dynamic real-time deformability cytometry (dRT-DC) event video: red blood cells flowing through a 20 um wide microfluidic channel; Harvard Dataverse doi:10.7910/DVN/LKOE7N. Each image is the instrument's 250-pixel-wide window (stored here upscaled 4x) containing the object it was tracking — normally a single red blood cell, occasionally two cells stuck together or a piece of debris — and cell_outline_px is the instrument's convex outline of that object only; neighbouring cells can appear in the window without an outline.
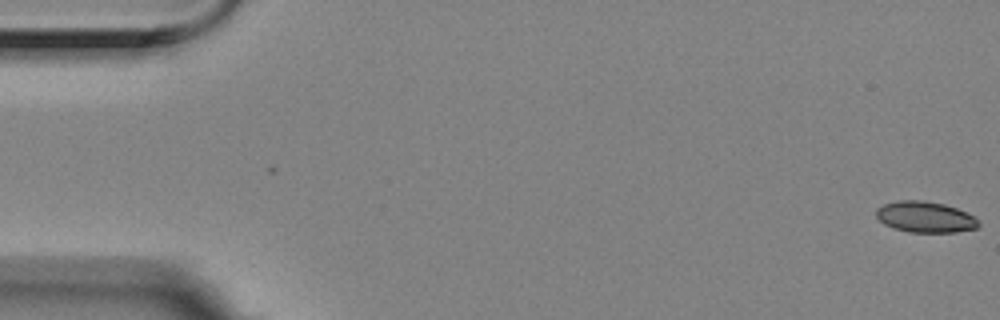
{"species": "Egyptian fruit bat (a non-hibernating species)", "species_latin": "Rousettus aegyptiacus", "temperature_condition": "room temperature", "stored_images_in_passage": 57, "camera_frame_rate_fps": 3000, "um_per_image_px": 0.085, "animal": {"sex": "female"}, "frame": {"image": 1, "passage_image": 1, "time_ms": 0.0, "image_size_px": [1000, 320], "cell_outline_px": [[980, 224], [976, 228], [956, 232], [908, 232], [892, 228], [884, 224], [876, 216], [876, 208], [884, 204], [896, 200], [924, 200], [944, 204], [956, 208], [976, 216]], "centroid_in_image_um": [78.64, 18.44], "position_along_channel_um": 6.4, "area_um2": 18.67}}
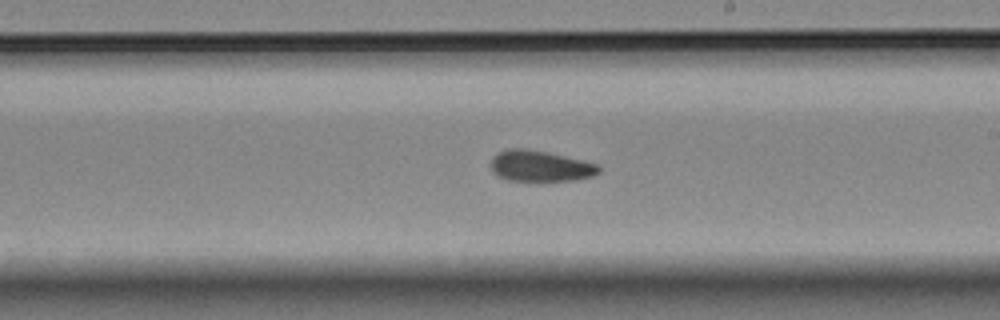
{"frame": {"image": 2, "passage_image": 33, "time_ms": 10.667, "image_size_px": [1000, 320], "cell_outline_px": [[600, 172], [592, 176], [576, 180], [508, 180], [496, 176], [492, 172], [492, 160], [500, 152], [508, 148], [524, 148], [548, 152], [584, 160], [600, 164]], "centroid_in_image_um": [45.96, 14.11], "position_along_channel_um": 243.0, "area_um2": 19.42}}
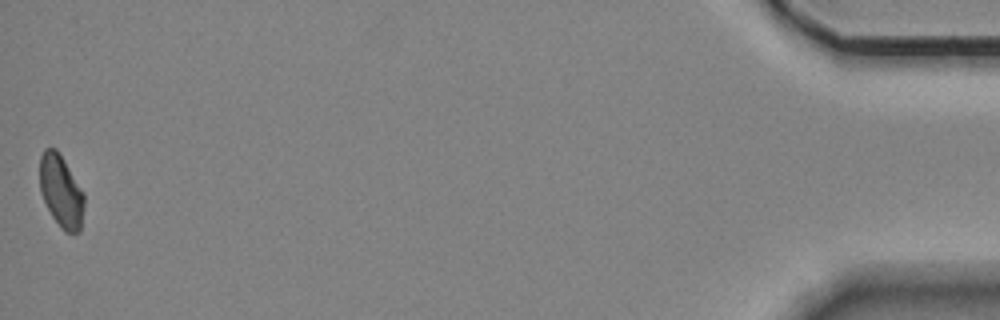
{"frame": {"image": 3, "passage_image": 57, "time_ms": 18.667, "image_size_px": [1000, 320], "cell_outline_px": [[84, 208], [80, 232], [64, 232], [60, 228], [52, 216], [44, 200], [40, 188], [40, 156], [44, 148], [56, 148], [64, 160], [84, 192]], "centroid_in_image_um": [5.2, 16.26], "position_along_channel_um": 430.0, "area_um2": 18.73}, "authors_computed_cell_mechanics": {"area_um2": 19.652, "velocity_mm_per_s": 3.5148, "shape_relaxation_time_tau1_ms": 9.9616, "shape_relaxation_time_tau2_ms": 3.5486, "deformation_change_tau1": 0.1508, "deformation_change_tau2": 0.0736}}